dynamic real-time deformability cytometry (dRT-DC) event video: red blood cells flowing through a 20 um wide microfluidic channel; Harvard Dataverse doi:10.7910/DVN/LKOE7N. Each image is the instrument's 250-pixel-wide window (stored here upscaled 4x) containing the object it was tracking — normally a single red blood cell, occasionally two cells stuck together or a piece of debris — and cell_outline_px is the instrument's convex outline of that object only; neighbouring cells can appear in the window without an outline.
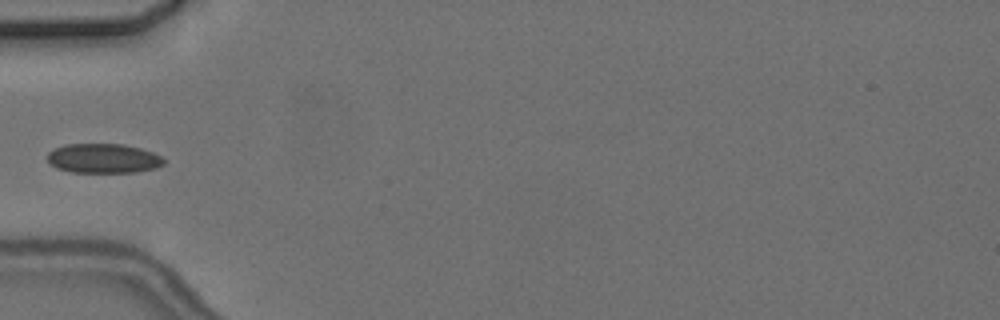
{"species": "common noctule bat (a hibernating species)", "species_latin": "Nyctalus noctula", "temperature_condition": "cold", "stored_images_in_passage": 6, "camera_frame_rate_fps": 3000, "um_per_image_px": 0.085, "animal": {"sex": "female", "body_mass_g": 24.6, "forearm_length_mm": 56.2}, "frame": {"image": 1, "passage_image": 5, "time_ms": 5.667, "image_size_px": [1000, 320], "cell_outline_px": [[164, 164], [156, 168], [136, 172], [72, 172], [56, 168], [48, 160], [48, 152], [64, 144], [124, 144], [140, 148], [152, 152], [160, 156], [164, 160]], "centroid_in_image_um": [8.79, 13.46], "position_along_channel_um": 76.2, "area_um2": 19.94}}
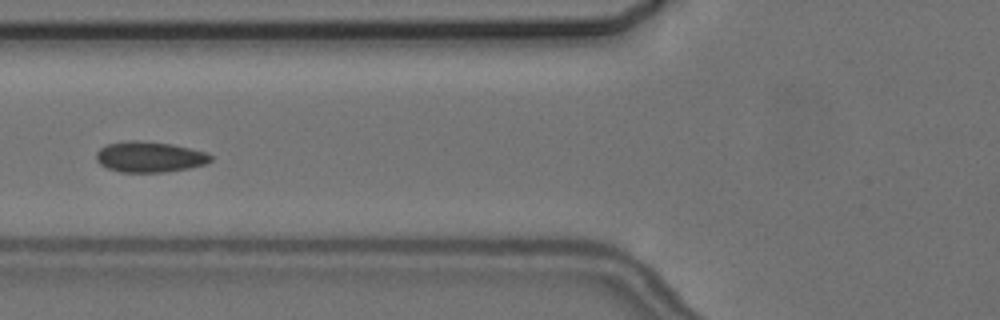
{"frame": {"image": 2, "passage_image": 6, "time_ms": 6.667, "image_size_px": [1000, 320], "cell_outline_px": [[212, 160], [204, 164], [188, 168], [164, 172], [120, 172], [108, 168], [100, 164], [96, 160], [96, 152], [100, 148], [108, 144], [128, 140], [136, 140], [172, 144], [208, 152], [212, 156]], "centroid_in_image_um": [12.71, 13.33], "position_along_channel_um": 113.1, "area_um2": 20.46}}